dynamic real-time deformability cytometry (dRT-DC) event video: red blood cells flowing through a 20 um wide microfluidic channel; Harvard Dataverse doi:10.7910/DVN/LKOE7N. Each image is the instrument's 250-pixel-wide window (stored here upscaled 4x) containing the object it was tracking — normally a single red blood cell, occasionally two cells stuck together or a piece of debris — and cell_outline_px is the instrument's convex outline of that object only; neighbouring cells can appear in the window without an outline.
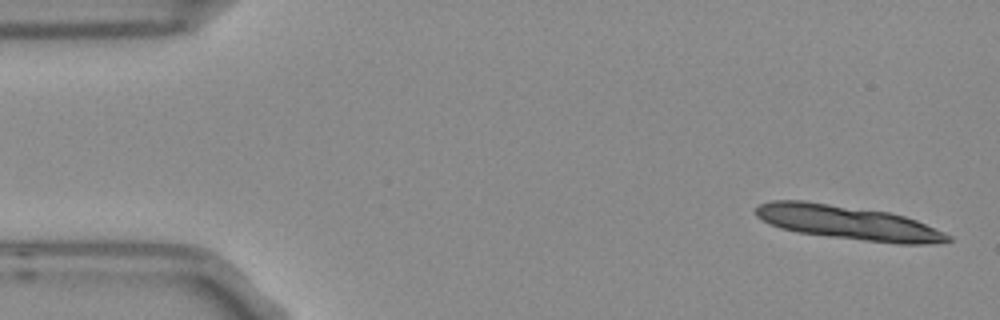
{"species": "Egyptian fruit bat (a non-hibernating species)", "species_latin": "Rousettus aegyptiacus", "temperature_condition": "room temperature", "stored_images_in_passage": 4, "segment_of_instrument_passage": [1, 2], "camera_frame_rate_fps": 3000, "um_per_image_px": 0.085, "frame": {"image": 1, "passage_image": 1, "time_ms": 0.0, "image_size_px": [1000, 320], "cell_outline_px": [[952, 240], [924, 244], [896, 244], [828, 236], [800, 232], [780, 228], [768, 224], [756, 216], [756, 208], [760, 204], [772, 200], [804, 200], [888, 212], [904, 216], [916, 220], [944, 232], [952, 236]], "centroid_in_image_um": [72.06, 18.92], "position_along_channel_um": 12.9, "area_um2": 37.86}}